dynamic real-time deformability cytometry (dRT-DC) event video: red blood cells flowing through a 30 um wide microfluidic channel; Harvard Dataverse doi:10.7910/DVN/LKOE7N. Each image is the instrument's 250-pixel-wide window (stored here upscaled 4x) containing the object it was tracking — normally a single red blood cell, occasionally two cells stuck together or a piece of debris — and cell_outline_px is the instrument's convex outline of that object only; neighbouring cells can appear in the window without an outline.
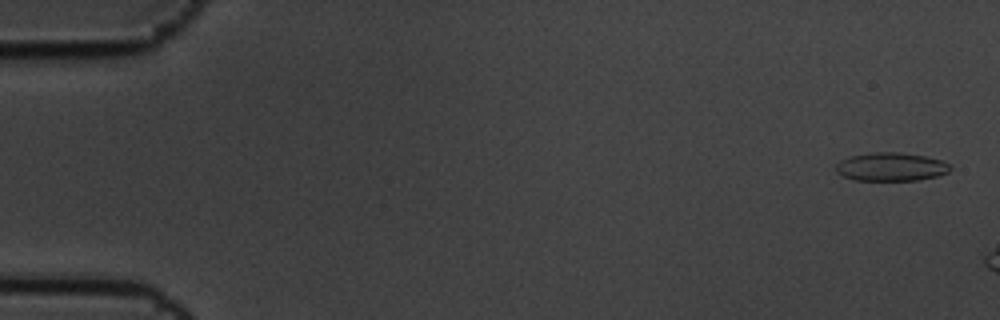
{"species": "common noctule bat (a hibernating species)", "species_latin": "Nyctalus noctula", "temperature_condition": "cold", "stored_images_in_passage": 3, "camera_frame_rate_fps": 3000, "um_per_image_px": 0.085, "animal": {"sex": "male", "body_mass_g": 19.5, "forearm_length_mm": 54.6}, "frame": {"image": 1, "passage_image": 1, "time_ms": 0.0, "image_size_px": [1000, 320], "cell_outline_px": [[952, 168], [948, 172], [936, 176], [920, 180], [856, 180], [844, 176], [836, 172], [836, 164], [840, 160], [852, 156], [872, 152], [900, 152], [924, 156], [944, 160]], "centroid_in_image_um": [75.75, 14.17], "position_along_channel_um": 9.2, "area_um2": 18.9}}